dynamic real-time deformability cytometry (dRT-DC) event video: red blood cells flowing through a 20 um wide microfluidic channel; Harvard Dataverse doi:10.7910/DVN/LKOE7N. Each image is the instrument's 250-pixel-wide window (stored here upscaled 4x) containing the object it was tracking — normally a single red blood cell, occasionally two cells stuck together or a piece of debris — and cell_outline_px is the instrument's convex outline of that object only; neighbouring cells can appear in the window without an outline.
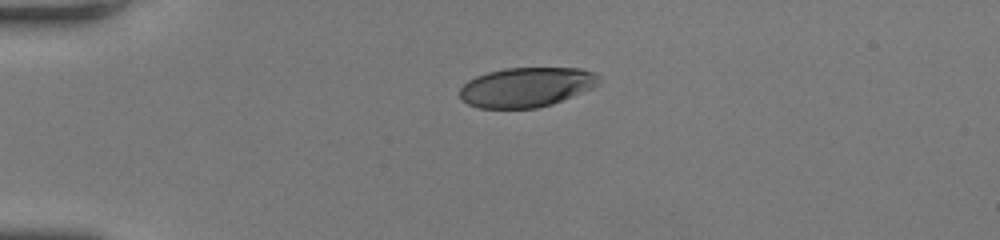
{"species": "human", "species_latin": "Homo sapiens", "temperature_condition": "room temperature", "stored_images_in_passage": 40, "camera_frame_rate_fps": 3000, "um_per_image_px": 0.085, "donor": {"sex": "female"}, "frame": {"image": 1, "passage_image": 1, "time_ms": 0.0, "image_size_px": [1000, 240], "cell_outline_px": [[600, 84], [592, 88], [552, 104], [536, 108], [480, 108], [468, 104], [460, 96], [460, 88], [468, 80], [476, 76], [488, 72], [504, 68], [580, 68], [596, 72], [600, 76]], "centroid_in_image_um": [44.77, 7.4], "position_along_channel_um": 40.2, "area_um2": 32.19}}
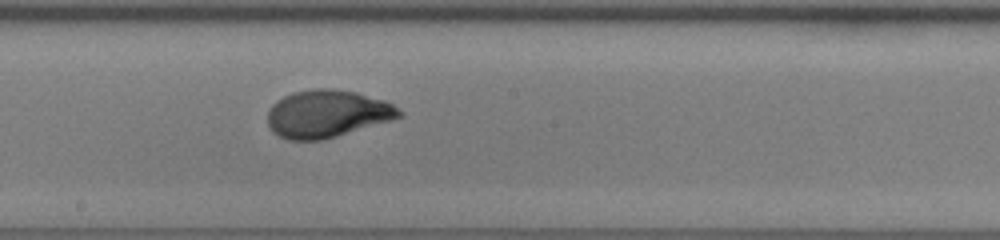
{"frame": {"image": 2, "passage_image": 18, "time_ms": 5.667, "image_size_px": [1000, 240], "cell_outline_px": [[404, 116], [392, 120], [336, 136], [320, 140], [288, 140], [272, 132], [268, 124], [268, 112], [272, 104], [276, 100], [292, 92], [316, 88], [332, 88], [356, 92], [384, 100], [392, 104], [404, 112]], "centroid_in_image_um": [27.81, 9.66], "position_along_channel_um": 220.4, "area_um2": 36.53}}
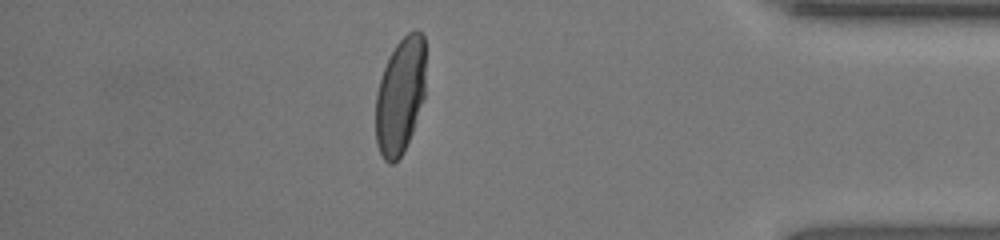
{"frame": {"image": 3, "passage_image": 34, "time_ms": 11.0, "image_size_px": [1000, 240], "cell_outline_px": [[424, 96], [412, 132], [400, 156], [392, 164], [388, 164], [384, 160], [376, 144], [376, 96], [380, 80], [384, 68], [396, 44], [408, 32], [420, 32], [424, 36]], "centroid_in_image_um": [34.0, 8.16], "position_along_channel_um": 401.2, "area_um2": 33.23}, "authors_computed_cell_mechanics": {"area_um2": 35.4892, "velocity_mm_per_s": 3.9782, "shape_relaxation_time_tau1_ms": 4.257, "shape_relaxation_time_tau2_ms": null, "deformation_change_tau1": 0.1917, "deformation_change_tau2": null}}